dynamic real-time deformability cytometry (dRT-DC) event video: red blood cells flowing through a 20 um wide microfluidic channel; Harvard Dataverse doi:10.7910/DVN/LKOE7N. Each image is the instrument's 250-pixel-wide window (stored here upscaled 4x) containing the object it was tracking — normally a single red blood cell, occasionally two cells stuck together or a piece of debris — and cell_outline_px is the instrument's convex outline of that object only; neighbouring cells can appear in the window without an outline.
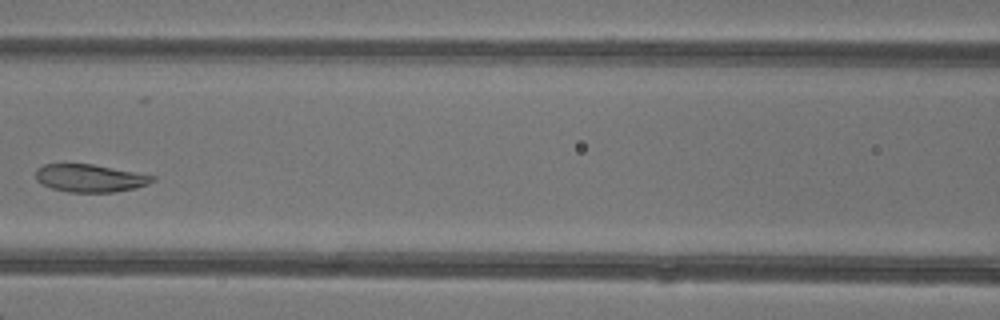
{"species": "common noctule bat (a hibernating species)", "species_latin": "Nyctalus noctula", "temperature_condition": "warm", "stored_images_in_passage": 4, "camera_frame_rate_fps": 3000, "um_per_image_px": 0.085, "animal": {"sex": "female"}, "frame": {"image": 1, "passage_image": 4, "time_ms": 3.333, "image_size_px": [1000, 320], "cell_outline_px": [[156, 180], [148, 184], [136, 188], [112, 192], [68, 192], [52, 188], [40, 184], [36, 180], [36, 168], [44, 164], [92, 164], [156, 176]], "centroid_in_image_um": [7.64, 15.14], "position_along_channel_um": 159.0, "area_um2": 18.9}}